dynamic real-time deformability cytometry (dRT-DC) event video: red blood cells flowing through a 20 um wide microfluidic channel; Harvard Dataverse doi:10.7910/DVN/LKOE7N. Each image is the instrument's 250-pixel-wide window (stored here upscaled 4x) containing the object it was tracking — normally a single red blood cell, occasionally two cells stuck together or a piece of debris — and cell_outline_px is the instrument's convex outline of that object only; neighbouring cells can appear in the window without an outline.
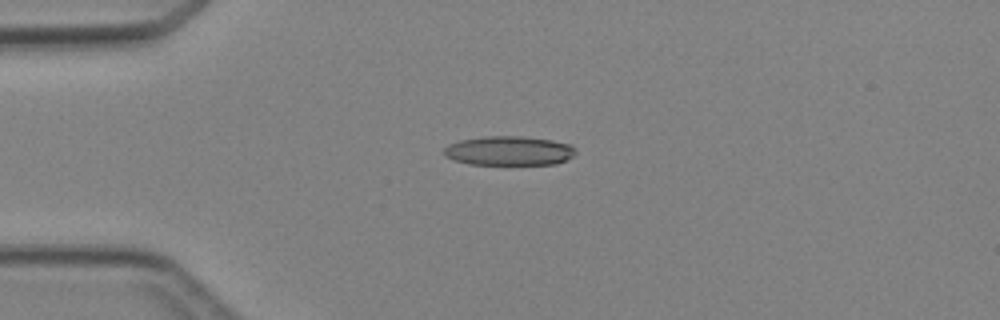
{"species": "Egyptian fruit bat (a non-hibernating species)", "species_latin": "Rousettus aegyptiacus", "temperature_condition": "cold", "stored_images_in_passage": 4, "camera_frame_rate_fps": 3000, "um_per_image_px": 0.085, "animal": {"sex": "female"}, "frame": {"image": 1, "passage_image": 2, "time_ms": 1.333, "image_size_px": [1000, 320], "cell_outline_px": [[576, 152], [572, 156], [556, 164], [468, 164], [452, 160], [444, 156], [444, 148], [448, 144], [460, 140], [484, 136], [520, 136], [552, 140], [568, 144], [576, 148]], "centroid_in_image_um": [43.22, 12.81], "position_along_channel_um": 41.8, "area_um2": 22.48}}
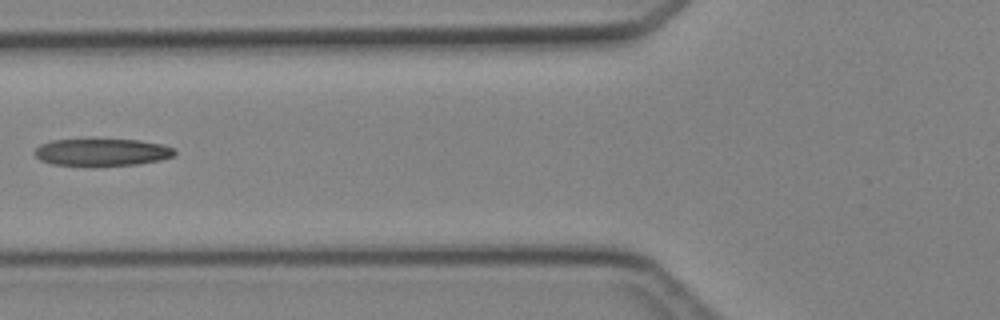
{"frame": {"image": 2, "passage_image": 4, "time_ms": 3.667, "image_size_px": [1000, 320], "cell_outline_px": [[176, 152], [172, 156], [160, 160], [140, 164], [52, 164], [40, 160], [32, 152], [40, 144], [52, 140], [140, 140], [164, 144], [176, 148]], "centroid_in_image_um": [8.7, 12.91], "position_along_channel_um": 117.1, "area_um2": 21.73}}